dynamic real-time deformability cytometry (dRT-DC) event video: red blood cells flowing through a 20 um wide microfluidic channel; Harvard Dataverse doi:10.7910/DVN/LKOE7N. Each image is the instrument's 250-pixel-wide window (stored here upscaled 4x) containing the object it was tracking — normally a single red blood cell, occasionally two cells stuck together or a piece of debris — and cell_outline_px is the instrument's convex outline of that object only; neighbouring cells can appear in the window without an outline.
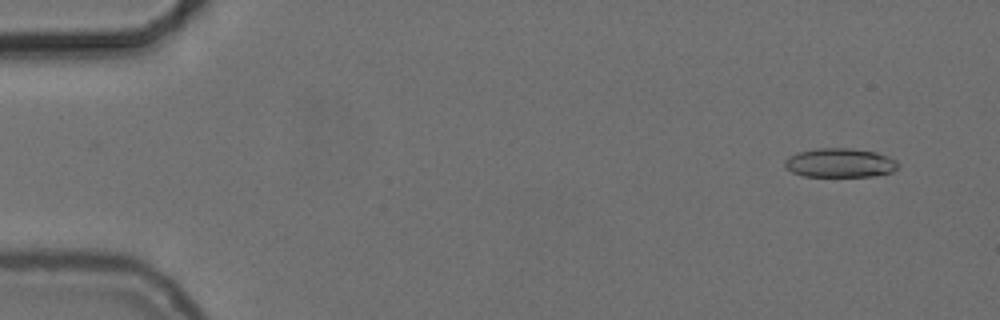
{"species": "common noctule bat (a hibernating species)", "species_latin": "Nyctalus noctula", "temperature_condition": "cold", "stored_images_in_passage": 54, "camera_frame_rate_fps": 3000, "um_per_image_px": 0.085, "animal": {"sex": "female", "body_mass_g": 24.6, "forearm_length_mm": 56.2}, "frame": {"image": 1, "passage_image": 3, "time_ms": 0.667, "image_size_px": [1000, 320], "cell_outline_px": [[900, 168], [892, 172], [872, 176], [804, 176], [792, 172], [784, 168], [784, 160], [788, 156], [796, 152], [816, 148], [848, 148], [876, 152], [888, 156], [896, 160], [900, 164]], "centroid_in_image_um": [71.39, 13.84], "position_along_channel_um": 13.6, "area_um2": 19.48}}
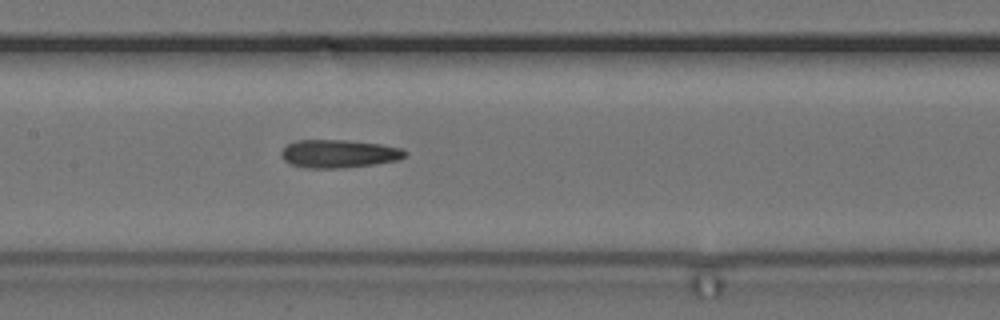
{"frame": {"image": 2, "passage_image": 26, "time_ms": 8.333, "image_size_px": [1000, 320], "cell_outline_px": [[408, 152], [400, 160], [376, 164], [344, 168], [308, 168], [292, 164], [284, 160], [280, 156], [280, 152], [288, 144], [300, 140], [348, 140], [380, 144], [400, 148]], "centroid_in_image_um": [28.82, 13.07], "position_along_channel_um": 178.6, "area_um2": 20.29}}
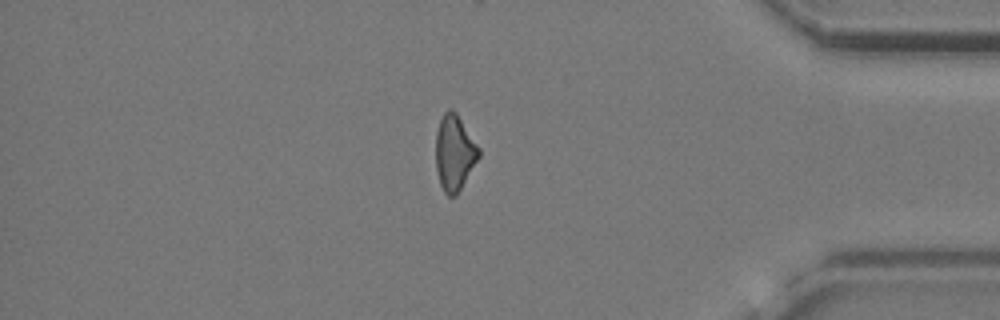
{"frame": {"image": 3, "passage_image": 46, "time_ms": 15.0, "image_size_px": [1000, 320], "cell_outline_px": [[480, 156], [456, 196], [448, 196], [444, 192], [440, 184], [436, 168], [436, 132], [440, 120], [444, 112], [448, 108], [452, 108], [456, 112], [480, 148]], "centroid_in_image_um": [38.63, 12.97], "position_along_channel_um": 396.6, "area_um2": 18.96}, "authors_computed_cell_mechanics": {"area_um2": 19.5942, "velocity_mm_per_s": 3.7344, "shape_relaxation_time_tau1_ms": null, "shape_relaxation_time_tau2_ms": 10.6781, "deformation_change_tau1": null, "deformation_change_tau2": 0.2452}}